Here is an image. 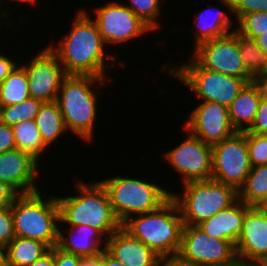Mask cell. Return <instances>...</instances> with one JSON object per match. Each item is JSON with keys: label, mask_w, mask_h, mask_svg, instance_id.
I'll return each mask as SVG.
<instances>
[{"label": "cell", "mask_w": 267, "mask_h": 266, "mask_svg": "<svg viewBox=\"0 0 267 266\" xmlns=\"http://www.w3.org/2000/svg\"><path fill=\"white\" fill-rule=\"evenodd\" d=\"M74 16L71 29L62 35L59 43L46 45L67 75H92L107 79L108 67L112 69L116 64L120 65L119 68L127 66L123 60L117 62L118 58L113 53H106V44L89 11L80 9Z\"/></svg>", "instance_id": "1"}, {"label": "cell", "mask_w": 267, "mask_h": 266, "mask_svg": "<svg viewBox=\"0 0 267 266\" xmlns=\"http://www.w3.org/2000/svg\"><path fill=\"white\" fill-rule=\"evenodd\" d=\"M76 177L74 188L77 194L57 196L59 225L90 226L108 238L121 227V223L112 210L106 188L100 181L86 183Z\"/></svg>", "instance_id": "2"}, {"label": "cell", "mask_w": 267, "mask_h": 266, "mask_svg": "<svg viewBox=\"0 0 267 266\" xmlns=\"http://www.w3.org/2000/svg\"><path fill=\"white\" fill-rule=\"evenodd\" d=\"M107 83V79L92 75H67L60 86L56 101L66 130L88 144L95 138L97 105H100L94 85L98 84L102 90Z\"/></svg>", "instance_id": "3"}, {"label": "cell", "mask_w": 267, "mask_h": 266, "mask_svg": "<svg viewBox=\"0 0 267 266\" xmlns=\"http://www.w3.org/2000/svg\"><path fill=\"white\" fill-rule=\"evenodd\" d=\"M183 226L178 206L171 197L157 210L131 216L121 224L161 259L177 256Z\"/></svg>", "instance_id": "4"}, {"label": "cell", "mask_w": 267, "mask_h": 266, "mask_svg": "<svg viewBox=\"0 0 267 266\" xmlns=\"http://www.w3.org/2000/svg\"><path fill=\"white\" fill-rule=\"evenodd\" d=\"M45 195L42 190L20 194L11 205V212L17 237L37 240L52 248L58 242L59 206L57 196Z\"/></svg>", "instance_id": "5"}, {"label": "cell", "mask_w": 267, "mask_h": 266, "mask_svg": "<svg viewBox=\"0 0 267 266\" xmlns=\"http://www.w3.org/2000/svg\"><path fill=\"white\" fill-rule=\"evenodd\" d=\"M106 188L112 210L122 224L129 217L157 210L171 191L145 179L115 176L99 180Z\"/></svg>", "instance_id": "6"}, {"label": "cell", "mask_w": 267, "mask_h": 266, "mask_svg": "<svg viewBox=\"0 0 267 266\" xmlns=\"http://www.w3.org/2000/svg\"><path fill=\"white\" fill-rule=\"evenodd\" d=\"M182 193L171 191L184 225L197 226L238 200V190L215 180L189 181L181 184Z\"/></svg>", "instance_id": "7"}, {"label": "cell", "mask_w": 267, "mask_h": 266, "mask_svg": "<svg viewBox=\"0 0 267 266\" xmlns=\"http://www.w3.org/2000/svg\"><path fill=\"white\" fill-rule=\"evenodd\" d=\"M190 58L187 63L178 65L168 62L160 69L187 86L190 92L195 93L196 100L217 102L228 108L247 82L242 78L203 68Z\"/></svg>", "instance_id": "8"}, {"label": "cell", "mask_w": 267, "mask_h": 266, "mask_svg": "<svg viewBox=\"0 0 267 266\" xmlns=\"http://www.w3.org/2000/svg\"><path fill=\"white\" fill-rule=\"evenodd\" d=\"M93 19L106 46L128 45V41L154 32L128 6L119 1L106 2L95 7Z\"/></svg>", "instance_id": "9"}, {"label": "cell", "mask_w": 267, "mask_h": 266, "mask_svg": "<svg viewBox=\"0 0 267 266\" xmlns=\"http://www.w3.org/2000/svg\"><path fill=\"white\" fill-rule=\"evenodd\" d=\"M177 256L196 266H226L238 257L231 241L211 238L198 226L184 225Z\"/></svg>", "instance_id": "10"}, {"label": "cell", "mask_w": 267, "mask_h": 266, "mask_svg": "<svg viewBox=\"0 0 267 266\" xmlns=\"http://www.w3.org/2000/svg\"><path fill=\"white\" fill-rule=\"evenodd\" d=\"M212 159L211 179L232 185L239 190L252 168L246 144V131H236L213 145Z\"/></svg>", "instance_id": "11"}, {"label": "cell", "mask_w": 267, "mask_h": 266, "mask_svg": "<svg viewBox=\"0 0 267 266\" xmlns=\"http://www.w3.org/2000/svg\"><path fill=\"white\" fill-rule=\"evenodd\" d=\"M191 57L203 68L225 75L254 80L248 75L238 48V32L234 30L221 38L200 43L193 48Z\"/></svg>", "instance_id": "12"}, {"label": "cell", "mask_w": 267, "mask_h": 266, "mask_svg": "<svg viewBox=\"0 0 267 266\" xmlns=\"http://www.w3.org/2000/svg\"><path fill=\"white\" fill-rule=\"evenodd\" d=\"M186 138L162 156L181 177L180 183L212 178V146L193 135L183 126Z\"/></svg>", "instance_id": "13"}, {"label": "cell", "mask_w": 267, "mask_h": 266, "mask_svg": "<svg viewBox=\"0 0 267 266\" xmlns=\"http://www.w3.org/2000/svg\"><path fill=\"white\" fill-rule=\"evenodd\" d=\"M29 63H19L25 68L31 98L44 102L56 101L63 79L67 76L58 58L43 47Z\"/></svg>", "instance_id": "14"}, {"label": "cell", "mask_w": 267, "mask_h": 266, "mask_svg": "<svg viewBox=\"0 0 267 266\" xmlns=\"http://www.w3.org/2000/svg\"><path fill=\"white\" fill-rule=\"evenodd\" d=\"M184 127L208 145H215L236 132L228 108L211 101H201L188 113Z\"/></svg>", "instance_id": "15"}, {"label": "cell", "mask_w": 267, "mask_h": 266, "mask_svg": "<svg viewBox=\"0 0 267 266\" xmlns=\"http://www.w3.org/2000/svg\"><path fill=\"white\" fill-rule=\"evenodd\" d=\"M235 247L238 259L267 266V213L261 207L246 211Z\"/></svg>", "instance_id": "16"}, {"label": "cell", "mask_w": 267, "mask_h": 266, "mask_svg": "<svg viewBox=\"0 0 267 266\" xmlns=\"http://www.w3.org/2000/svg\"><path fill=\"white\" fill-rule=\"evenodd\" d=\"M39 167V163L24 151H6L0 154V181L9 184L19 194L37 192L40 190L36 184Z\"/></svg>", "instance_id": "17"}, {"label": "cell", "mask_w": 267, "mask_h": 266, "mask_svg": "<svg viewBox=\"0 0 267 266\" xmlns=\"http://www.w3.org/2000/svg\"><path fill=\"white\" fill-rule=\"evenodd\" d=\"M106 251L127 266H157L161 259L122 227L107 238Z\"/></svg>", "instance_id": "18"}, {"label": "cell", "mask_w": 267, "mask_h": 266, "mask_svg": "<svg viewBox=\"0 0 267 266\" xmlns=\"http://www.w3.org/2000/svg\"><path fill=\"white\" fill-rule=\"evenodd\" d=\"M66 227L67 233L58 225L57 247L61 250L79 257H93L106 251L107 238L99 230L86 225Z\"/></svg>", "instance_id": "19"}, {"label": "cell", "mask_w": 267, "mask_h": 266, "mask_svg": "<svg viewBox=\"0 0 267 266\" xmlns=\"http://www.w3.org/2000/svg\"><path fill=\"white\" fill-rule=\"evenodd\" d=\"M222 4L224 10L220 8L208 7L203 9L193 18L194 22V47L207 40L215 38H221L227 34L232 33L235 29L236 23H233V19H230L232 13V1L231 0H218ZM226 11V12H225ZM229 13V15H228ZM234 26H233V25ZM233 26V27H232ZM232 28V29H231Z\"/></svg>", "instance_id": "20"}, {"label": "cell", "mask_w": 267, "mask_h": 266, "mask_svg": "<svg viewBox=\"0 0 267 266\" xmlns=\"http://www.w3.org/2000/svg\"><path fill=\"white\" fill-rule=\"evenodd\" d=\"M250 207L238 199L230 207L219 211L197 226L211 238L227 240L236 244L244 216Z\"/></svg>", "instance_id": "21"}, {"label": "cell", "mask_w": 267, "mask_h": 266, "mask_svg": "<svg viewBox=\"0 0 267 266\" xmlns=\"http://www.w3.org/2000/svg\"><path fill=\"white\" fill-rule=\"evenodd\" d=\"M265 89L261 81L247 83L228 107L229 118L235 131H247L254 122Z\"/></svg>", "instance_id": "22"}, {"label": "cell", "mask_w": 267, "mask_h": 266, "mask_svg": "<svg viewBox=\"0 0 267 266\" xmlns=\"http://www.w3.org/2000/svg\"><path fill=\"white\" fill-rule=\"evenodd\" d=\"M44 144L50 148L67 131L57 101L44 102L35 119Z\"/></svg>", "instance_id": "23"}, {"label": "cell", "mask_w": 267, "mask_h": 266, "mask_svg": "<svg viewBox=\"0 0 267 266\" xmlns=\"http://www.w3.org/2000/svg\"><path fill=\"white\" fill-rule=\"evenodd\" d=\"M49 250L40 241L16 236L5 247V266H30Z\"/></svg>", "instance_id": "24"}, {"label": "cell", "mask_w": 267, "mask_h": 266, "mask_svg": "<svg viewBox=\"0 0 267 266\" xmlns=\"http://www.w3.org/2000/svg\"><path fill=\"white\" fill-rule=\"evenodd\" d=\"M16 149L24 151L40 163L50 149L44 144L34 120H25L12 126Z\"/></svg>", "instance_id": "25"}, {"label": "cell", "mask_w": 267, "mask_h": 266, "mask_svg": "<svg viewBox=\"0 0 267 266\" xmlns=\"http://www.w3.org/2000/svg\"><path fill=\"white\" fill-rule=\"evenodd\" d=\"M238 199L248 206L257 207L267 200V164L251 168L238 190Z\"/></svg>", "instance_id": "26"}, {"label": "cell", "mask_w": 267, "mask_h": 266, "mask_svg": "<svg viewBox=\"0 0 267 266\" xmlns=\"http://www.w3.org/2000/svg\"><path fill=\"white\" fill-rule=\"evenodd\" d=\"M30 97L25 68L18 63L0 84V106L23 102Z\"/></svg>", "instance_id": "27"}, {"label": "cell", "mask_w": 267, "mask_h": 266, "mask_svg": "<svg viewBox=\"0 0 267 266\" xmlns=\"http://www.w3.org/2000/svg\"><path fill=\"white\" fill-rule=\"evenodd\" d=\"M238 48L248 75L261 81L267 74V56L258 47L256 40L238 33Z\"/></svg>", "instance_id": "28"}, {"label": "cell", "mask_w": 267, "mask_h": 266, "mask_svg": "<svg viewBox=\"0 0 267 266\" xmlns=\"http://www.w3.org/2000/svg\"><path fill=\"white\" fill-rule=\"evenodd\" d=\"M43 102L29 97L21 103L0 106V121L9 126L25 120H34Z\"/></svg>", "instance_id": "29"}, {"label": "cell", "mask_w": 267, "mask_h": 266, "mask_svg": "<svg viewBox=\"0 0 267 266\" xmlns=\"http://www.w3.org/2000/svg\"><path fill=\"white\" fill-rule=\"evenodd\" d=\"M128 6L144 23H146L153 31L160 28L161 5L166 0H128ZM162 2V3H161ZM161 4V5H160Z\"/></svg>", "instance_id": "30"}, {"label": "cell", "mask_w": 267, "mask_h": 266, "mask_svg": "<svg viewBox=\"0 0 267 266\" xmlns=\"http://www.w3.org/2000/svg\"><path fill=\"white\" fill-rule=\"evenodd\" d=\"M236 24L235 30L238 33L245 37L256 39L267 32V12H253L242 15L236 21Z\"/></svg>", "instance_id": "31"}, {"label": "cell", "mask_w": 267, "mask_h": 266, "mask_svg": "<svg viewBox=\"0 0 267 266\" xmlns=\"http://www.w3.org/2000/svg\"><path fill=\"white\" fill-rule=\"evenodd\" d=\"M246 144L252 168L267 164V135L246 132Z\"/></svg>", "instance_id": "32"}, {"label": "cell", "mask_w": 267, "mask_h": 266, "mask_svg": "<svg viewBox=\"0 0 267 266\" xmlns=\"http://www.w3.org/2000/svg\"><path fill=\"white\" fill-rule=\"evenodd\" d=\"M232 13L236 22L242 15L253 12H267V0H231Z\"/></svg>", "instance_id": "33"}, {"label": "cell", "mask_w": 267, "mask_h": 266, "mask_svg": "<svg viewBox=\"0 0 267 266\" xmlns=\"http://www.w3.org/2000/svg\"><path fill=\"white\" fill-rule=\"evenodd\" d=\"M15 237L11 207H0V245L5 248Z\"/></svg>", "instance_id": "34"}, {"label": "cell", "mask_w": 267, "mask_h": 266, "mask_svg": "<svg viewBox=\"0 0 267 266\" xmlns=\"http://www.w3.org/2000/svg\"><path fill=\"white\" fill-rule=\"evenodd\" d=\"M258 135H267V95L265 94L258 106L255 119L251 127L246 131Z\"/></svg>", "instance_id": "35"}, {"label": "cell", "mask_w": 267, "mask_h": 266, "mask_svg": "<svg viewBox=\"0 0 267 266\" xmlns=\"http://www.w3.org/2000/svg\"><path fill=\"white\" fill-rule=\"evenodd\" d=\"M16 149L12 126L0 121V154Z\"/></svg>", "instance_id": "36"}, {"label": "cell", "mask_w": 267, "mask_h": 266, "mask_svg": "<svg viewBox=\"0 0 267 266\" xmlns=\"http://www.w3.org/2000/svg\"><path fill=\"white\" fill-rule=\"evenodd\" d=\"M55 266H81V257L54 246Z\"/></svg>", "instance_id": "37"}, {"label": "cell", "mask_w": 267, "mask_h": 266, "mask_svg": "<svg viewBox=\"0 0 267 266\" xmlns=\"http://www.w3.org/2000/svg\"><path fill=\"white\" fill-rule=\"evenodd\" d=\"M19 195L9 184L0 181V207H11Z\"/></svg>", "instance_id": "38"}, {"label": "cell", "mask_w": 267, "mask_h": 266, "mask_svg": "<svg viewBox=\"0 0 267 266\" xmlns=\"http://www.w3.org/2000/svg\"><path fill=\"white\" fill-rule=\"evenodd\" d=\"M20 59L23 58L20 57L16 62L12 57L7 56V54H4V52H0V84L20 62Z\"/></svg>", "instance_id": "39"}, {"label": "cell", "mask_w": 267, "mask_h": 266, "mask_svg": "<svg viewBox=\"0 0 267 266\" xmlns=\"http://www.w3.org/2000/svg\"><path fill=\"white\" fill-rule=\"evenodd\" d=\"M157 266H196V265L183 261L178 256H172L160 259Z\"/></svg>", "instance_id": "40"}, {"label": "cell", "mask_w": 267, "mask_h": 266, "mask_svg": "<svg viewBox=\"0 0 267 266\" xmlns=\"http://www.w3.org/2000/svg\"><path fill=\"white\" fill-rule=\"evenodd\" d=\"M30 266H55L54 247L50 248L46 254L34 261Z\"/></svg>", "instance_id": "41"}, {"label": "cell", "mask_w": 267, "mask_h": 266, "mask_svg": "<svg viewBox=\"0 0 267 266\" xmlns=\"http://www.w3.org/2000/svg\"><path fill=\"white\" fill-rule=\"evenodd\" d=\"M7 0H1V3H2V7H3V10L5 11V13L7 14V16H9L10 17V15H11V13L8 11V10H10V7L8 6V4H9V2H10V4L11 3H13V1H17V2H19L20 4L19 5H15L16 7L15 8H18V6H19V8H21L22 7V5H21V3H24V4H28V5H32V6H36L37 5V3H38V0H8L9 2L6 4V5H4L3 3H5ZM9 8V9H8Z\"/></svg>", "instance_id": "42"}, {"label": "cell", "mask_w": 267, "mask_h": 266, "mask_svg": "<svg viewBox=\"0 0 267 266\" xmlns=\"http://www.w3.org/2000/svg\"><path fill=\"white\" fill-rule=\"evenodd\" d=\"M81 266H102V254L93 257H81Z\"/></svg>", "instance_id": "43"}, {"label": "cell", "mask_w": 267, "mask_h": 266, "mask_svg": "<svg viewBox=\"0 0 267 266\" xmlns=\"http://www.w3.org/2000/svg\"><path fill=\"white\" fill-rule=\"evenodd\" d=\"M102 266H127L112 257L107 251L102 254Z\"/></svg>", "instance_id": "44"}, {"label": "cell", "mask_w": 267, "mask_h": 266, "mask_svg": "<svg viewBox=\"0 0 267 266\" xmlns=\"http://www.w3.org/2000/svg\"><path fill=\"white\" fill-rule=\"evenodd\" d=\"M255 40H256L258 47L267 56V32L261 34Z\"/></svg>", "instance_id": "45"}, {"label": "cell", "mask_w": 267, "mask_h": 266, "mask_svg": "<svg viewBox=\"0 0 267 266\" xmlns=\"http://www.w3.org/2000/svg\"><path fill=\"white\" fill-rule=\"evenodd\" d=\"M226 266H259L254 263L245 262L244 260L237 259L234 263Z\"/></svg>", "instance_id": "46"}, {"label": "cell", "mask_w": 267, "mask_h": 266, "mask_svg": "<svg viewBox=\"0 0 267 266\" xmlns=\"http://www.w3.org/2000/svg\"><path fill=\"white\" fill-rule=\"evenodd\" d=\"M8 17L9 16H7L5 11L3 10L2 3H1V0H0V28L2 27V25L4 26V23L8 19ZM1 20H5V21H1Z\"/></svg>", "instance_id": "47"}, {"label": "cell", "mask_w": 267, "mask_h": 266, "mask_svg": "<svg viewBox=\"0 0 267 266\" xmlns=\"http://www.w3.org/2000/svg\"><path fill=\"white\" fill-rule=\"evenodd\" d=\"M0 266H5V248L0 245Z\"/></svg>", "instance_id": "48"}, {"label": "cell", "mask_w": 267, "mask_h": 266, "mask_svg": "<svg viewBox=\"0 0 267 266\" xmlns=\"http://www.w3.org/2000/svg\"><path fill=\"white\" fill-rule=\"evenodd\" d=\"M263 83L264 89H265V94L267 95V74L266 76L261 80Z\"/></svg>", "instance_id": "49"}, {"label": "cell", "mask_w": 267, "mask_h": 266, "mask_svg": "<svg viewBox=\"0 0 267 266\" xmlns=\"http://www.w3.org/2000/svg\"><path fill=\"white\" fill-rule=\"evenodd\" d=\"M260 207L267 213V200Z\"/></svg>", "instance_id": "50"}]
</instances>
